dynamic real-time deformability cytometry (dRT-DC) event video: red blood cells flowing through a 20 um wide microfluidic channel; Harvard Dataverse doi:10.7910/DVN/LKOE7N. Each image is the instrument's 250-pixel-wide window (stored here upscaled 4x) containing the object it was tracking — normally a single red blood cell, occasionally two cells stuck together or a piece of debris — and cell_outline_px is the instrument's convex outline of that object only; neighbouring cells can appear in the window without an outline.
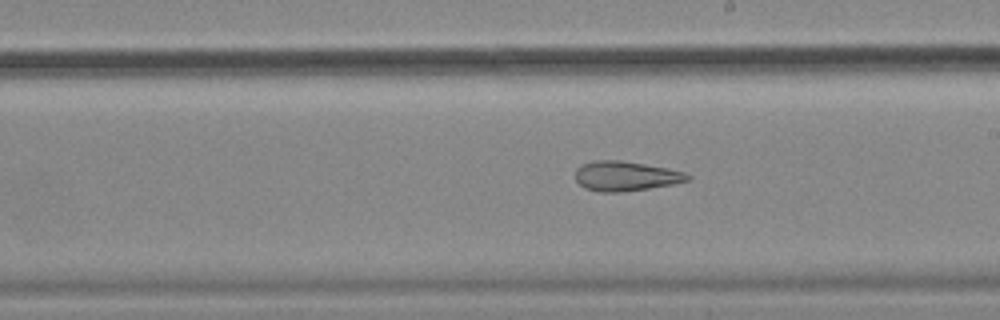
{"species": "common noctule bat (a hibernating species)", "species_latin": "Nyctalus noctula", "temperature_condition": "cold", "stored_images_in_passage": 18, "camera_frame_rate_fps": 3000, "um_per_image_px": 0.085, "animal": {"sex": "female", "body_mass_g": 18.4}, "frame": {"image": 1, "passage_image": 13, "time_ms": 4.0, "image_size_px": [1000, 320], "cell_outline_px": [[692, 176], [688, 180], [672, 184], [648, 188], [620, 192], [600, 192], [584, 188], [576, 180], [576, 168], [580, 164], [592, 160], [620, 160], [668, 168], [684, 172]], "centroid_in_image_um": [53.14, 14.95], "position_along_channel_um": 235.9, "area_um2": 19.42}}